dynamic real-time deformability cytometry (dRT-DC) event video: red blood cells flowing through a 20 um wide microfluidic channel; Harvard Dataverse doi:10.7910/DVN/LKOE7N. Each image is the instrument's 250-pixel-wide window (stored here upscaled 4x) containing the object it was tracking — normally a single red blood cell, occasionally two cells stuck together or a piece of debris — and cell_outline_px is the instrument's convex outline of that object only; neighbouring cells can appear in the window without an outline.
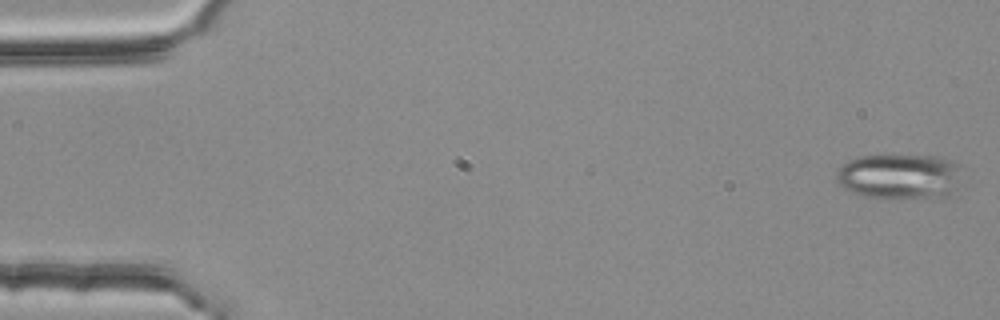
{"species": "common noctule bat (a hibernating species)", "species_latin": "Nyctalus noctula", "temperature_condition": "room temperature", "stored_images_in_passage": 3, "camera_frame_rate_fps": 3000, "um_per_image_px": 0.085, "animal": {"sex": "female", "body_mass_g": 25.1}, "frame": {"image": 1, "passage_image": 3, "time_ms": 0.667, "image_size_px": [1000, 320], "cell_outline_px": [[960, 164], [952, 192], [948, 196], [940, 200], [892, 200], [864, 196], [852, 192], [840, 184], [836, 180], [836, 172], [848, 160], [856, 156], [940, 156], [952, 160]], "centroid_in_image_um": [76.47, 15.05], "position_along_channel_um": 8.5, "area_um2": 33.87}}